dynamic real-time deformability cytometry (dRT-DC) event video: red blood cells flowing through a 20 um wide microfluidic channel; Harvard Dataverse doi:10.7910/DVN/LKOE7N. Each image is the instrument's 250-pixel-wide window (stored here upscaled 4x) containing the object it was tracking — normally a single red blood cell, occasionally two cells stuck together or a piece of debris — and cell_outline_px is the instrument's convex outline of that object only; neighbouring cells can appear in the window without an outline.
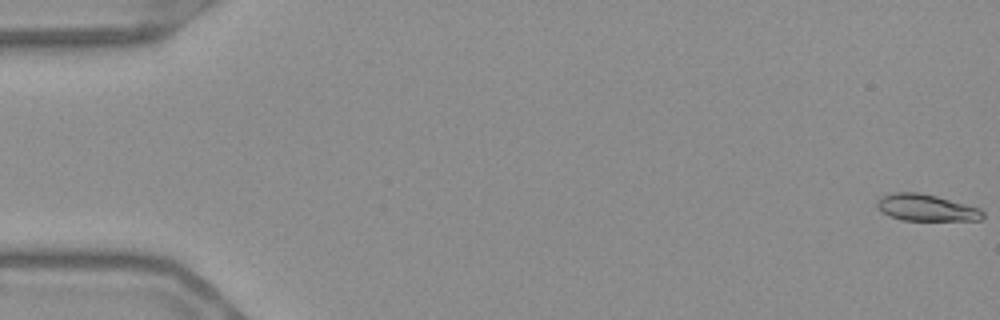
{"species": "Egyptian fruit bat (a non-hibernating species)", "species_latin": "Rousettus aegyptiacus", "temperature_condition": "warm", "stored_images_in_passage": 56, "camera_frame_rate_fps": 3000, "um_per_image_px": 0.085, "frame": {"image": 1, "passage_image": 1, "time_ms": 0.0, "image_size_px": [1000, 320], "cell_outline_px": [[984, 216], [980, 220], [900, 220], [888, 216], [880, 212], [876, 204], [880, 196], [892, 192], [916, 192], [936, 196], [980, 208], [984, 212]], "centroid_in_image_um": [78.68, 17.65], "position_along_channel_um": 6.3, "area_um2": 16.53}}
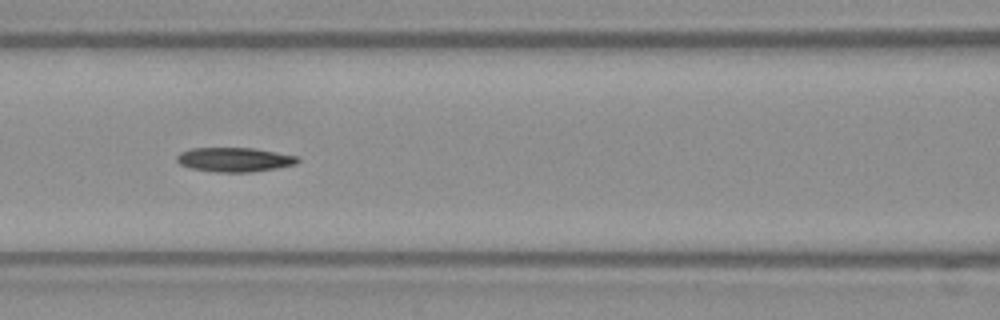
{"frame": {"image": 2, "passage_image": 25, "time_ms": 8.0, "image_size_px": [1000, 320], "cell_outline_px": [[300, 160], [296, 164], [276, 168], [248, 172], [216, 172], [192, 168], [180, 164], [176, 160], [176, 156], [180, 152], [192, 148], [252, 148], [296, 156]], "centroid_in_image_um": [19.9, 13.56], "position_along_channel_um": 146.7, "area_um2": 16.88}}
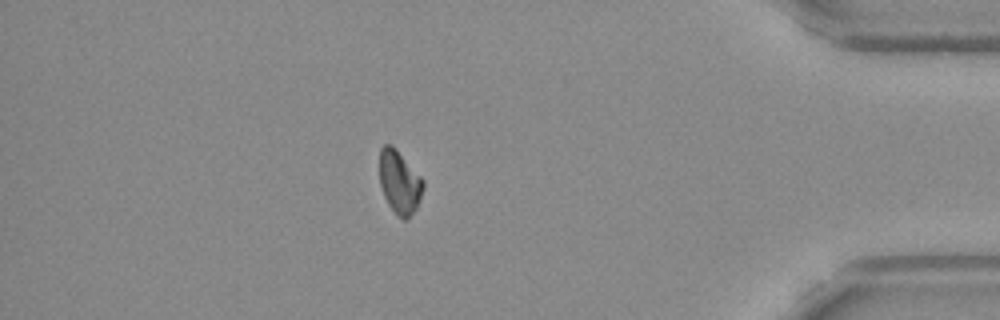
{"frame": {"image": 3, "passage_image": 49, "time_ms": 16.0, "image_size_px": [1000, 320], "cell_outline_px": [[424, 188], [416, 208], [408, 220], [404, 220], [396, 216], [388, 204], [384, 196], [380, 184], [380, 148], [384, 144], [392, 144], [396, 148], [424, 180]], "centroid_in_image_um": [33.96, 15.5], "position_along_channel_um": 401.2, "area_um2": 16.24}}